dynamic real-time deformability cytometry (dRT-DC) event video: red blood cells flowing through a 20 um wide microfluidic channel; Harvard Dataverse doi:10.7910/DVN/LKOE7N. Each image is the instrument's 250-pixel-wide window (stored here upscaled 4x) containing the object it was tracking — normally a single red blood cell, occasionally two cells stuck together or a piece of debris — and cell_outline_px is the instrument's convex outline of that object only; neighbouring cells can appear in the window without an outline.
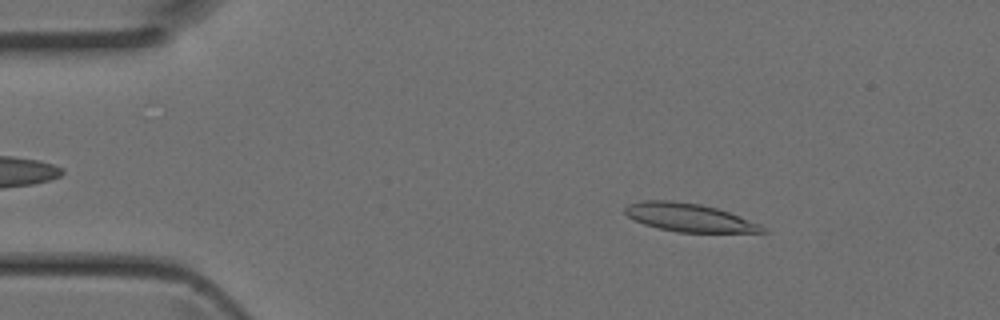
{"species": "Egyptian fruit bat (a non-hibernating species)", "species_latin": "Rousettus aegyptiacus", "temperature_condition": "room temperature", "stored_images_in_passage": 9, "camera_frame_rate_fps": 3000, "um_per_image_px": 0.085, "animal": {"sex": "female"}, "frame": {"image": 1, "passage_image": 6, "time_ms": 1.667, "image_size_px": [1000, 320], "cell_outline_px": [[768, 232], [676, 232], [644, 224], [628, 216], [624, 212], [624, 208], [628, 204], [644, 200], [672, 200], [700, 204], [716, 208], [728, 212], [760, 224]], "centroid_in_image_um": [58.55, 18.48], "position_along_channel_um": 26.5, "area_um2": 22.31}}